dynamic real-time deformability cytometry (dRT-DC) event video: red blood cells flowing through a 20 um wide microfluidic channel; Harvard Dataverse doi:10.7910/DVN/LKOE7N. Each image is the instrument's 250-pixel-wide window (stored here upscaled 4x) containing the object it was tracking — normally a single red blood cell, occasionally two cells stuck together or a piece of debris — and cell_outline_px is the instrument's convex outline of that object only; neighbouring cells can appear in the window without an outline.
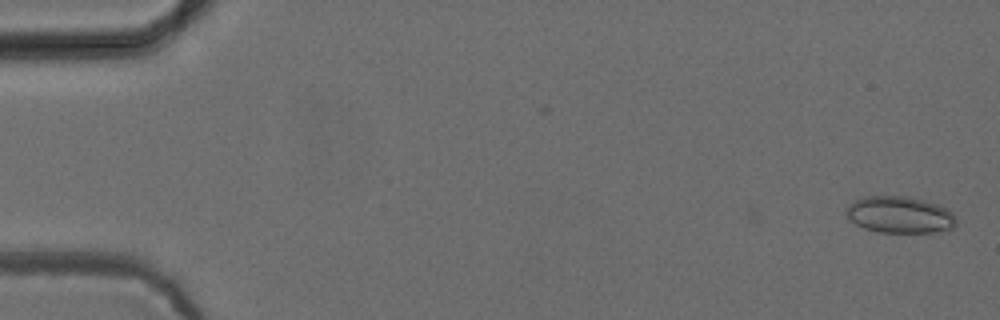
{"species": "common noctule bat (a hibernating species)", "species_latin": "Nyctalus noctula", "temperature_condition": "cold", "stored_images_in_passage": 2, "camera_frame_rate_fps": 3000, "um_per_image_px": 0.085, "animal": {"sex": "female", "body_mass_g": 24.6, "forearm_length_mm": 56.2}, "frame": {"image": 1, "passage_image": 2, "time_ms": 0.333, "image_size_px": [1000, 320], "cell_outline_px": [[956, 224], [952, 228], [932, 232], [880, 232], [864, 228], [856, 224], [848, 216], [848, 204], [860, 196], [908, 196], [924, 200], [948, 208], [956, 216]], "centroid_in_image_um": [76.5, 18.24], "position_along_channel_um": 8.5, "area_um2": 23.47}}